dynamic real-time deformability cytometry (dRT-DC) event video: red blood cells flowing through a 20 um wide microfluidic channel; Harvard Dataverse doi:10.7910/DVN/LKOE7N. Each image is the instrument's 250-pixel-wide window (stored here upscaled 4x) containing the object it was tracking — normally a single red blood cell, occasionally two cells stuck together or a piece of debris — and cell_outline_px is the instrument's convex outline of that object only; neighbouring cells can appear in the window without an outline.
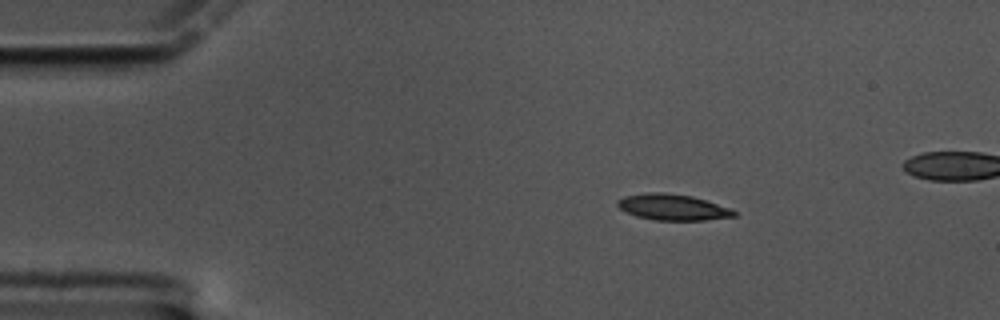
{"species": "common noctule bat (a hibernating species)", "species_latin": "Nyctalus noctula", "temperature_condition": "cold", "stored_images_in_passage": 47, "camera_frame_rate_fps": 3000, "um_per_image_px": 0.085, "animal": {"sex": "male", "body_mass_g": 17.5, "forearm_length_mm": 52.3}, "frame": {"image": 1, "passage_image": 1, "time_ms": 0.0, "image_size_px": [1000, 320], "cell_outline_px": [[736, 216], [704, 220], [656, 220], [636, 216], [620, 208], [616, 204], [616, 200], [624, 196], [648, 192], [664, 192], [692, 196], [728, 208], [736, 212]], "centroid_in_image_um": [57.13, 17.6], "position_along_channel_um": 27.9, "area_um2": 17.46}}
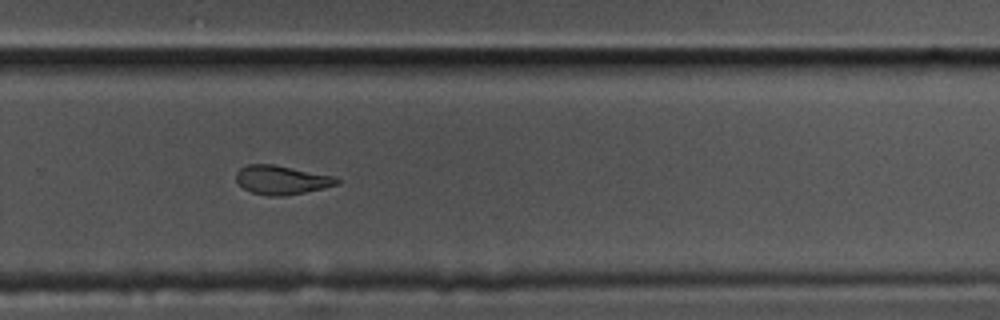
{"frame": {"image": 2, "passage_image": 31, "time_ms": 10.0, "image_size_px": [1000, 320], "cell_outline_px": [[340, 184], [324, 188], [284, 196], [268, 196], [252, 192], [244, 188], [236, 180], [236, 172], [240, 168], [248, 164], [272, 164], [332, 176], [340, 180]], "centroid_in_image_um": [23.92, 15.3], "position_along_channel_um": 305.9, "area_um2": 16.76}}
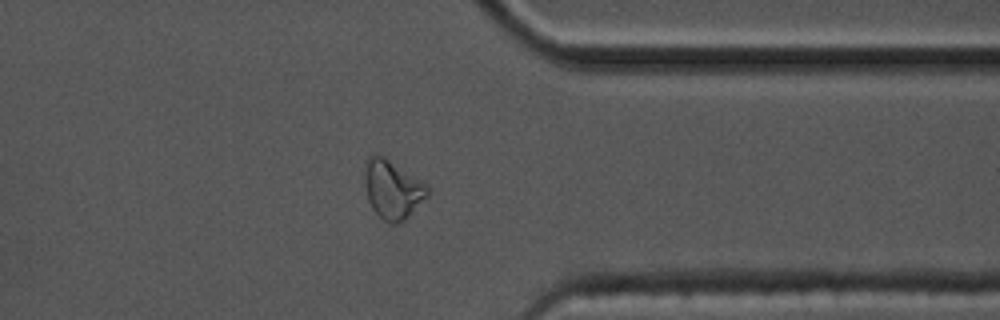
{"frame": {"image": 3, "passage_image": 38, "time_ms": 12.333, "image_size_px": [1000, 320], "cell_outline_px": [[428, 196], [404, 220], [396, 224], [392, 224], [384, 220], [372, 208], [368, 200], [364, 184], [364, 172], [368, 156], [384, 156], [420, 180], [428, 188]], "centroid_in_image_um": [33.34, 16.11], "position_along_channel_um": 378.1, "area_um2": 21.1}}